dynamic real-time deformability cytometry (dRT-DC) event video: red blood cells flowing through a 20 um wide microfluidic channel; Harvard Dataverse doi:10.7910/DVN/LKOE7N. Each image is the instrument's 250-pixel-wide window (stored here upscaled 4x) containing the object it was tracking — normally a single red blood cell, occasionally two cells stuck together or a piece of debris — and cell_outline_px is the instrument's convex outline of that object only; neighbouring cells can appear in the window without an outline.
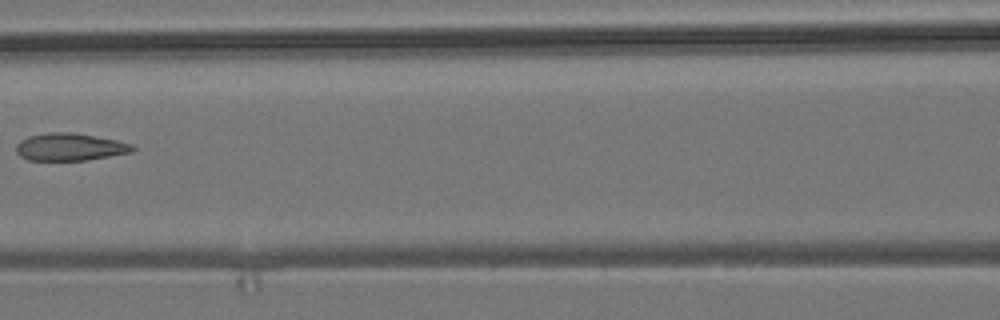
{"species": "common noctule bat (a hibernating species)", "species_latin": "Nyctalus noctula", "temperature_condition": "room temperature", "stored_images_in_passage": 10, "camera_frame_rate_fps": 3000, "um_per_image_px": 0.085, "animal": {"sex": "male", "body_mass_g": 19.2, "forearm_length_mm": 51.8}, "frame": {"image": 1, "passage_image": 9, "time_ms": 10.0, "image_size_px": [1000, 320], "cell_outline_px": [[136, 148], [132, 152], [88, 160], [28, 160], [20, 156], [16, 152], [16, 144], [20, 140], [28, 136], [48, 132], [76, 132], [116, 140], [132, 144]], "centroid_in_image_um": [5.93, 12.48], "position_along_channel_um": 160.7, "area_um2": 18.79}}
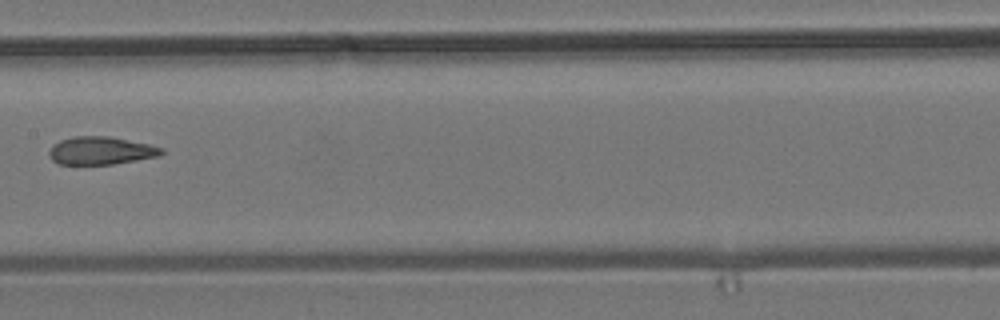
{"frame": {"image": 2, "passage_image": 10, "time_ms": 11.0, "image_size_px": [1000, 320], "cell_outline_px": [[164, 152], [160, 156], [112, 164], [60, 164], [52, 160], [48, 156], [48, 152], [52, 144], [60, 140], [72, 136], [108, 136], [148, 144], [164, 148]], "centroid_in_image_um": [8.54, 12.8], "position_along_channel_um": 198.9, "area_um2": 18.32}}